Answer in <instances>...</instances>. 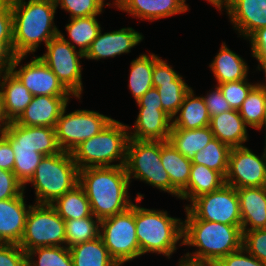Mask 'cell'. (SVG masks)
I'll return each mask as SVG.
<instances>
[{
    "label": "cell",
    "instance_id": "cell-53",
    "mask_svg": "<svg viewBox=\"0 0 266 266\" xmlns=\"http://www.w3.org/2000/svg\"><path fill=\"white\" fill-rule=\"evenodd\" d=\"M209 3H211L212 5H216V3L219 1V0H207Z\"/></svg>",
    "mask_w": 266,
    "mask_h": 266
},
{
    "label": "cell",
    "instance_id": "cell-35",
    "mask_svg": "<svg viewBox=\"0 0 266 266\" xmlns=\"http://www.w3.org/2000/svg\"><path fill=\"white\" fill-rule=\"evenodd\" d=\"M96 16L98 15L72 18L65 26L71 42L79 46V51L83 54L89 49L101 29Z\"/></svg>",
    "mask_w": 266,
    "mask_h": 266
},
{
    "label": "cell",
    "instance_id": "cell-8",
    "mask_svg": "<svg viewBox=\"0 0 266 266\" xmlns=\"http://www.w3.org/2000/svg\"><path fill=\"white\" fill-rule=\"evenodd\" d=\"M125 170L129 178L145 183L180 198V193L171 185L168 173L161 163L160 140L129 139L126 149Z\"/></svg>",
    "mask_w": 266,
    "mask_h": 266
},
{
    "label": "cell",
    "instance_id": "cell-39",
    "mask_svg": "<svg viewBox=\"0 0 266 266\" xmlns=\"http://www.w3.org/2000/svg\"><path fill=\"white\" fill-rule=\"evenodd\" d=\"M247 79L218 84L230 107L239 110L250 90L256 85Z\"/></svg>",
    "mask_w": 266,
    "mask_h": 266
},
{
    "label": "cell",
    "instance_id": "cell-20",
    "mask_svg": "<svg viewBox=\"0 0 266 266\" xmlns=\"http://www.w3.org/2000/svg\"><path fill=\"white\" fill-rule=\"evenodd\" d=\"M133 132H129V139L168 141L172 128V118L163 108L139 107Z\"/></svg>",
    "mask_w": 266,
    "mask_h": 266
},
{
    "label": "cell",
    "instance_id": "cell-2",
    "mask_svg": "<svg viewBox=\"0 0 266 266\" xmlns=\"http://www.w3.org/2000/svg\"><path fill=\"white\" fill-rule=\"evenodd\" d=\"M79 185L85 191L92 214L100 221L133 204L129 199L130 182L124 166L80 169Z\"/></svg>",
    "mask_w": 266,
    "mask_h": 266
},
{
    "label": "cell",
    "instance_id": "cell-22",
    "mask_svg": "<svg viewBox=\"0 0 266 266\" xmlns=\"http://www.w3.org/2000/svg\"><path fill=\"white\" fill-rule=\"evenodd\" d=\"M236 191L242 231L266 228V186L237 188Z\"/></svg>",
    "mask_w": 266,
    "mask_h": 266
},
{
    "label": "cell",
    "instance_id": "cell-1",
    "mask_svg": "<svg viewBox=\"0 0 266 266\" xmlns=\"http://www.w3.org/2000/svg\"><path fill=\"white\" fill-rule=\"evenodd\" d=\"M183 221V241L180 245L197 247L195 252L182 259L207 265H215L221 258L242 248L241 226L227 225L197 219L186 207Z\"/></svg>",
    "mask_w": 266,
    "mask_h": 266
},
{
    "label": "cell",
    "instance_id": "cell-15",
    "mask_svg": "<svg viewBox=\"0 0 266 266\" xmlns=\"http://www.w3.org/2000/svg\"><path fill=\"white\" fill-rule=\"evenodd\" d=\"M24 57L26 58V56L14 57L11 71L33 96H73L39 57L33 58L16 70L15 68L19 66Z\"/></svg>",
    "mask_w": 266,
    "mask_h": 266
},
{
    "label": "cell",
    "instance_id": "cell-21",
    "mask_svg": "<svg viewBox=\"0 0 266 266\" xmlns=\"http://www.w3.org/2000/svg\"><path fill=\"white\" fill-rule=\"evenodd\" d=\"M186 0H115L118 9L132 16L149 21L184 13L188 10Z\"/></svg>",
    "mask_w": 266,
    "mask_h": 266
},
{
    "label": "cell",
    "instance_id": "cell-18",
    "mask_svg": "<svg viewBox=\"0 0 266 266\" xmlns=\"http://www.w3.org/2000/svg\"><path fill=\"white\" fill-rule=\"evenodd\" d=\"M70 96H33L32 101L15 120L24 126H44L55 128Z\"/></svg>",
    "mask_w": 266,
    "mask_h": 266
},
{
    "label": "cell",
    "instance_id": "cell-24",
    "mask_svg": "<svg viewBox=\"0 0 266 266\" xmlns=\"http://www.w3.org/2000/svg\"><path fill=\"white\" fill-rule=\"evenodd\" d=\"M210 128L214 138L230 148L245 146L242 144L248 139L247 125L235 109L211 117Z\"/></svg>",
    "mask_w": 266,
    "mask_h": 266
},
{
    "label": "cell",
    "instance_id": "cell-43",
    "mask_svg": "<svg viewBox=\"0 0 266 266\" xmlns=\"http://www.w3.org/2000/svg\"><path fill=\"white\" fill-rule=\"evenodd\" d=\"M26 252L18 244L0 243V266H26Z\"/></svg>",
    "mask_w": 266,
    "mask_h": 266
},
{
    "label": "cell",
    "instance_id": "cell-54",
    "mask_svg": "<svg viewBox=\"0 0 266 266\" xmlns=\"http://www.w3.org/2000/svg\"><path fill=\"white\" fill-rule=\"evenodd\" d=\"M102 7L104 6V0H96Z\"/></svg>",
    "mask_w": 266,
    "mask_h": 266
},
{
    "label": "cell",
    "instance_id": "cell-3",
    "mask_svg": "<svg viewBox=\"0 0 266 266\" xmlns=\"http://www.w3.org/2000/svg\"><path fill=\"white\" fill-rule=\"evenodd\" d=\"M13 17V53L27 56L41 42L46 44L59 35L54 25L55 0H10Z\"/></svg>",
    "mask_w": 266,
    "mask_h": 266
},
{
    "label": "cell",
    "instance_id": "cell-6",
    "mask_svg": "<svg viewBox=\"0 0 266 266\" xmlns=\"http://www.w3.org/2000/svg\"><path fill=\"white\" fill-rule=\"evenodd\" d=\"M130 128L113 119L100 133L80 143L71 152L78 169L124 166Z\"/></svg>",
    "mask_w": 266,
    "mask_h": 266
},
{
    "label": "cell",
    "instance_id": "cell-17",
    "mask_svg": "<svg viewBox=\"0 0 266 266\" xmlns=\"http://www.w3.org/2000/svg\"><path fill=\"white\" fill-rule=\"evenodd\" d=\"M143 39L141 33L130 27L104 34H102L100 29L97 37L93 40L84 56L92 60L116 57V55L131 52V48Z\"/></svg>",
    "mask_w": 266,
    "mask_h": 266
},
{
    "label": "cell",
    "instance_id": "cell-27",
    "mask_svg": "<svg viewBox=\"0 0 266 266\" xmlns=\"http://www.w3.org/2000/svg\"><path fill=\"white\" fill-rule=\"evenodd\" d=\"M209 67L217 80V85L247 79L249 69L245 60L230 50L225 42L222 43L219 53Z\"/></svg>",
    "mask_w": 266,
    "mask_h": 266
},
{
    "label": "cell",
    "instance_id": "cell-13",
    "mask_svg": "<svg viewBox=\"0 0 266 266\" xmlns=\"http://www.w3.org/2000/svg\"><path fill=\"white\" fill-rule=\"evenodd\" d=\"M185 207L199 220L241 226L236 188L226 183L213 192L195 198Z\"/></svg>",
    "mask_w": 266,
    "mask_h": 266
},
{
    "label": "cell",
    "instance_id": "cell-25",
    "mask_svg": "<svg viewBox=\"0 0 266 266\" xmlns=\"http://www.w3.org/2000/svg\"><path fill=\"white\" fill-rule=\"evenodd\" d=\"M172 118V128L199 129L210 126L209 115L203 96H194L192 88L186 94L177 114Z\"/></svg>",
    "mask_w": 266,
    "mask_h": 266
},
{
    "label": "cell",
    "instance_id": "cell-14",
    "mask_svg": "<svg viewBox=\"0 0 266 266\" xmlns=\"http://www.w3.org/2000/svg\"><path fill=\"white\" fill-rule=\"evenodd\" d=\"M225 183L236 189L266 186V147L261 157L246 146L231 148Z\"/></svg>",
    "mask_w": 266,
    "mask_h": 266
},
{
    "label": "cell",
    "instance_id": "cell-50",
    "mask_svg": "<svg viewBox=\"0 0 266 266\" xmlns=\"http://www.w3.org/2000/svg\"><path fill=\"white\" fill-rule=\"evenodd\" d=\"M139 107L163 108L160 96L155 87L150 88L139 100L136 101Z\"/></svg>",
    "mask_w": 266,
    "mask_h": 266
},
{
    "label": "cell",
    "instance_id": "cell-42",
    "mask_svg": "<svg viewBox=\"0 0 266 266\" xmlns=\"http://www.w3.org/2000/svg\"><path fill=\"white\" fill-rule=\"evenodd\" d=\"M25 186L11 171L0 169V200L10 199L21 195Z\"/></svg>",
    "mask_w": 266,
    "mask_h": 266
},
{
    "label": "cell",
    "instance_id": "cell-9",
    "mask_svg": "<svg viewBox=\"0 0 266 266\" xmlns=\"http://www.w3.org/2000/svg\"><path fill=\"white\" fill-rule=\"evenodd\" d=\"M100 237L110 257L119 266L140 257L135 225V204L121 213L101 220Z\"/></svg>",
    "mask_w": 266,
    "mask_h": 266
},
{
    "label": "cell",
    "instance_id": "cell-4",
    "mask_svg": "<svg viewBox=\"0 0 266 266\" xmlns=\"http://www.w3.org/2000/svg\"><path fill=\"white\" fill-rule=\"evenodd\" d=\"M14 151L13 173L23 184L32 178L44 156L61 151L56 140V131L52 127L24 126L10 121L0 133Z\"/></svg>",
    "mask_w": 266,
    "mask_h": 266
},
{
    "label": "cell",
    "instance_id": "cell-10",
    "mask_svg": "<svg viewBox=\"0 0 266 266\" xmlns=\"http://www.w3.org/2000/svg\"><path fill=\"white\" fill-rule=\"evenodd\" d=\"M66 246L65 221L51 204L30 207L23 237L18 244L25 252L38 247Z\"/></svg>",
    "mask_w": 266,
    "mask_h": 266
},
{
    "label": "cell",
    "instance_id": "cell-37",
    "mask_svg": "<svg viewBox=\"0 0 266 266\" xmlns=\"http://www.w3.org/2000/svg\"><path fill=\"white\" fill-rule=\"evenodd\" d=\"M156 89L161 99L163 111L174 118L191 87L184 82L180 75L173 82L160 83Z\"/></svg>",
    "mask_w": 266,
    "mask_h": 266
},
{
    "label": "cell",
    "instance_id": "cell-48",
    "mask_svg": "<svg viewBox=\"0 0 266 266\" xmlns=\"http://www.w3.org/2000/svg\"><path fill=\"white\" fill-rule=\"evenodd\" d=\"M248 40L251 42L252 57H255L259 65L266 63V27L255 31Z\"/></svg>",
    "mask_w": 266,
    "mask_h": 266
},
{
    "label": "cell",
    "instance_id": "cell-16",
    "mask_svg": "<svg viewBox=\"0 0 266 266\" xmlns=\"http://www.w3.org/2000/svg\"><path fill=\"white\" fill-rule=\"evenodd\" d=\"M215 7H225L233 28L245 39L266 27V0H219Z\"/></svg>",
    "mask_w": 266,
    "mask_h": 266
},
{
    "label": "cell",
    "instance_id": "cell-28",
    "mask_svg": "<svg viewBox=\"0 0 266 266\" xmlns=\"http://www.w3.org/2000/svg\"><path fill=\"white\" fill-rule=\"evenodd\" d=\"M161 163L171 185L180 193L188 184L191 160L182 155L169 141H161Z\"/></svg>",
    "mask_w": 266,
    "mask_h": 266
},
{
    "label": "cell",
    "instance_id": "cell-33",
    "mask_svg": "<svg viewBox=\"0 0 266 266\" xmlns=\"http://www.w3.org/2000/svg\"><path fill=\"white\" fill-rule=\"evenodd\" d=\"M238 112L247 126L263 129L266 121V91L259 83L250 90Z\"/></svg>",
    "mask_w": 266,
    "mask_h": 266
},
{
    "label": "cell",
    "instance_id": "cell-7",
    "mask_svg": "<svg viewBox=\"0 0 266 266\" xmlns=\"http://www.w3.org/2000/svg\"><path fill=\"white\" fill-rule=\"evenodd\" d=\"M37 204H52L79 184V169L70 152L44 156L32 178Z\"/></svg>",
    "mask_w": 266,
    "mask_h": 266
},
{
    "label": "cell",
    "instance_id": "cell-38",
    "mask_svg": "<svg viewBox=\"0 0 266 266\" xmlns=\"http://www.w3.org/2000/svg\"><path fill=\"white\" fill-rule=\"evenodd\" d=\"M34 255L38 256V261H33ZM26 258V266H73L69 248L66 246L38 247L27 251Z\"/></svg>",
    "mask_w": 266,
    "mask_h": 266
},
{
    "label": "cell",
    "instance_id": "cell-51",
    "mask_svg": "<svg viewBox=\"0 0 266 266\" xmlns=\"http://www.w3.org/2000/svg\"><path fill=\"white\" fill-rule=\"evenodd\" d=\"M179 266H211V265L200 264V263H192V262L186 261V260L181 258L180 261H179Z\"/></svg>",
    "mask_w": 266,
    "mask_h": 266
},
{
    "label": "cell",
    "instance_id": "cell-34",
    "mask_svg": "<svg viewBox=\"0 0 266 266\" xmlns=\"http://www.w3.org/2000/svg\"><path fill=\"white\" fill-rule=\"evenodd\" d=\"M231 148L213 138L203 149L195 153L192 164H202L226 177Z\"/></svg>",
    "mask_w": 266,
    "mask_h": 266
},
{
    "label": "cell",
    "instance_id": "cell-23",
    "mask_svg": "<svg viewBox=\"0 0 266 266\" xmlns=\"http://www.w3.org/2000/svg\"><path fill=\"white\" fill-rule=\"evenodd\" d=\"M0 94L7 120L15 121L32 101L33 95L12 72L0 76Z\"/></svg>",
    "mask_w": 266,
    "mask_h": 266
},
{
    "label": "cell",
    "instance_id": "cell-52",
    "mask_svg": "<svg viewBox=\"0 0 266 266\" xmlns=\"http://www.w3.org/2000/svg\"><path fill=\"white\" fill-rule=\"evenodd\" d=\"M257 68L258 70H264L263 72L265 73V77H266V63H262L258 65ZM259 85L266 91V83H263V84L259 83Z\"/></svg>",
    "mask_w": 266,
    "mask_h": 266
},
{
    "label": "cell",
    "instance_id": "cell-36",
    "mask_svg": "<svg viewBox=\"0 0 266 266\" xmlns=\"http://www.w3.org/2000/svg\"><path fill=\"white\" fill-rule=\"evenodd\" d=\"M95 218V220H94ZM100 220L94 215L65 221L66 247L96 239L100 236Z\"/></svg>",
    "mask_w": 266,
    "mask_h": 266
},
{
    "label": "cell",
    "instance_id": "cell-5",
    "mask_svg": "<svg viewBox=\"0 0 266 266\" xmlns=\"http://www.w3.org/2000/svg\"><path fill=\"white\" fill-rule=\"evenodd\" d=\"M135 225L141 255L151 252L170 258L177 242L183 241V220L168 216L167 211L135 204Z\"/></svg>",
    "mask_w": 266,
    "mask_h": 266
},
{
    "label": "cell",
    "instance_id": "cell-40",
    "mask_svg": "<svg viewBox=\"0 0 266 266\" xmlns=\"http://www.w3.org/2000/svg\"><path fill=\"white\" fill-rule=\"evenodd\" d=\"M56 6L70 13V19L101 14L103 7L96 0H55Z\"/></svg>",
    "mask_w": 266,
    "mask_h": 266
},
{
    "label": "cell",
    "instance_id": "cell-45",
    "mask_svg": "<svg viewBox=\"0 0 266 266\" xmlns=\"http://www.w3.org/2000/svg\"><path fill=\"white\" fill-rule=\"evenodd\" d=\"M0 41H13V17L10 0H0Z\"/></svg>",
    "mask_w": 266,
    "mask_h": 266
},
{
    "label": "cell",
    "instance_id": "cell-49",
    "mask_svg": "<svg viewBox=\"0 0 266 266\" xmlns=\"http://www.w3.org/2000/svg\"><path fill=\"white\" fill-rule=\"evenodd\" d=\"M14 151L10 143L0 134V169L13 172Z\"/></svg>",
    "mask_w": 266,
    "mask_h": 266
},
{
    "label": "cell",
    "instance_id": "cell-41",
    "mask_svg": "<svg viewBox=\"0 0 266 266\" xmlns=\"http://www.w3.org/2000/svg\"><path fill=\"white\" fill-rule=\"evenodd\" d=\"M243 232L242 247L266 264V228Z\"/></svg>",
    "mask_w": 266,
    "mask_h": 266
},
{
    "label": "cell",
    "instance_id": "cell-26",
    "mask_svg": "<svg viewBox=\"0 0 266 266\" xmlns=\"http://www.w3.org/2000/svg\"><path fill=\"white\" fill-rule=\"evenodd\" d=\"M225 184V177L202 164H192L187 186L180 192V199L190 203L197 197L213 192Z\"/></svg>",
    "mask_w": 266,
    "mask_h": 266
},
{
    "label": "cell",
    "instance_id": "cell-46",
    "mask_svg": "<svg viewBox=\"0 0 266 266\" xmlns=\"http://www.w3.org/2000/svg\"><path fill=\"white\" fill-rule=\"evenodd\" d=\"M215 88L216 89H214V91L210 92L209 94L207 93V95L203 97L210 117L219 115L232 109L225 99L219 86L217 85Z\"/></svg>",
    "mask_w": 266,
    "mask_h": 266
},
{
    "label": "cell",
    "instance_id": "cell-55",
    "mask_svg": "<svg viewBox=\"0 0 266 266\" xmlns=\"http://www.w3.org/2000/svg\"><path fill=\"white\" fill-rule=\"evenodd\" d=\"M264 128H265V130H266V121H265V123H264ZM266 135V134H265ZM265 147H266V136H265Z\"/></svg>",
    "mask_w": 266,
    "mask_h": 266
},
{
    "label": "cell",
    "instance_id": "cell-47",
    "mask_svg": "<svg viewBox=\"0 0 266 266\" xmlns=\"http://www.w3.org/2000/svg\"><path fill=\"white\" fill-rule=\"evenodd\" d=\"M180 75L173 70L172 66L168 65L166 61L162 60L160 57L154 62L152 82L153 87L157 88L160 83L173 82Z\"/></svg>",
    "mask_w": 266,
    "mask_h": 266
},
{
    "label": "cell",
    "instance_id": "cell-12",
    "mask_svg": "<svg viewBox=\"0 0 266 266\" xmlns=\"http://www.w3.org/2000/svg\"><path fill=\"white\" fill-rule=\"evenodd\" d=\"M63 109L55 127L59 148L72 152L83 141L100 133L113 119L93 110H75L66 114Z\"/></svg>",
    "mask_w": 266,
    "mask_h": 266
},
{
    "label": "cell",
    "instance_id": "cell-44",
    "mask_svg": "<svg viewBox=\"0 0 266 266\" xmlns=\"http://www.w3.org/2000/svg\"><path fill=\"white\" fill-rule=\"evenodd\" d=\"M245 251L242 247L238 251L228 254L221 258L213 266H266L265 263L255 258L253 255Z\"/></svg>",
    "mask_w": 266,
    "mask_h": 266
},
{
    "label": "cell",
    "instance_id": "cell-29",
    "mask_svg": "<svg viewBox=\"0 0 266 266\" xmlns=\"http://www.w3.org/2000/svg\"><path fill=\"white\" fill-rule=\"evenodd\" d=\"M214 138L210 126L199 129L171 128L168 141L187 159L203 149Z\"/></svg>",
    "mask_w": 266,
    "mask_h": 266
},
{
    "label": "cell",
    "instance_id": "cell-11",
    "mask_svg": "<svg viewBox=\"0 0 266 266\" xmlns=\"http://www.w3.org/2000/svg\"><path fill=\"white\" fill-rule=\"evenodd\" d=\"M47 51L38 56L58 77L63 86L78 99L83 91L82 66L80 59L84 54L68 41L59 31L45 46ZM80 58V59H79Z\"/></svg>",
    "mask_w": 266,
    "mask_h": 266
},
{
    "label": "cell",
    "instance_id": "cell-31",
    "mask_svg": "<svg viewBox=\"0 0 266 266\" xmlns=\"http://www.w3.org/2000/svg\"><path fill=\"white\" fill-rule=\"evenodd\" d=\"M51 205L64 221L93 215L85 191L79 184L57 198Z\"/></svg>",
    "mask_w": 266,
    "mask_h": 266
},
{
    "label": "cell",
    "instance_id": "cell-30",
    "mask_svg": "<svg viewBox=\"0 0 266 266\" xmlns=\"http://www.w3.org/2000/svg\"><path fill=\"white\" fill-rule=\"evenodd\" d=\"M73 266H119L109 255L102 238L86 241L69 248Z\"/></svg>",
    "mask_w": 266,
    "mask_h": 266
},
{
    "label": "cell",
    "instance_id": "cell-32",
    "mask_svg": "<svg viewBox=\"0 0 266 266\" xmlns=\"http://www.w3.org/2000/svg\"><path fill=\"white\" fill-rule=\"evenodd\" d=\"M159 57L155 54H141L131 62L129 89L135 98L139 100L150 88L153 87L152 73L154 62Z\"/></svg>",
    "mask_w": 266,
    "mask_h": 266
},
{
    "label": "cell",
    "instance_id": "cell-19",
    "mask_svg": "<svg viewBox=\"0 0 266 266\" xmlns=\"http://www.w3.org/2000/svg\"><path fill=\"white\" fill-rule=\"evenodd\" d=\"M24 192L14 198L0 200V243L19 244L25 230L30 207L26 206Z\"/></svg>",
    "mask_w": 266,
    "mask_h": 266
}]
</instances>
